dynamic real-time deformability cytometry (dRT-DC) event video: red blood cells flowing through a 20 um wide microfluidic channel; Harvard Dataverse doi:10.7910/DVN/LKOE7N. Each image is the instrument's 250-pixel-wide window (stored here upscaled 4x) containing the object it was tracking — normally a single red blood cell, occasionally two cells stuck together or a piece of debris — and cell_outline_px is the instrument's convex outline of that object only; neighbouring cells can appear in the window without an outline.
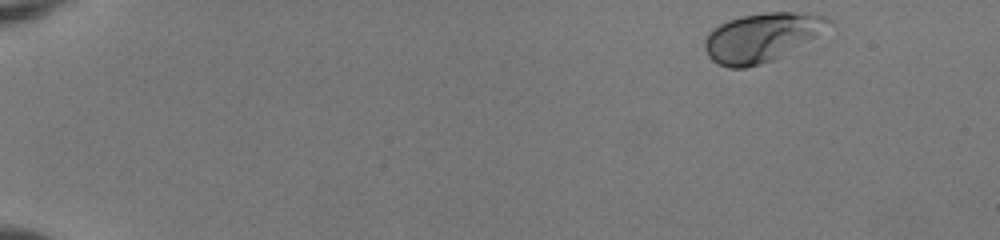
{"species": "human", "species_latin": "Homo sapiens", "temperature_condition": "room temperature", "stored_images_in_passage": 48, "camera_frame_rate_fps": 3000, "um_per_image_px": 0.085, "donor": {"sex": "female"}, "frame": {"image": 1, "passage_image": 1, "time_ms": 0.0, "image_size_px": [1000, 240], "cell_outline_px": [[832, 20], [816, 36], [772, 60], [760, 64], [744, 68], [728, 68], [716, 64], [708, 56], [704, 48], [704, 40], [708, 32], [712, 28], [728, 20], [740, 16], [764, 12], [792, 12], [824, 16]], "centroid_in_image_um": [64.63, 3.17], "position_along_channel_um": 20.4, "area_um2": 34.68}}
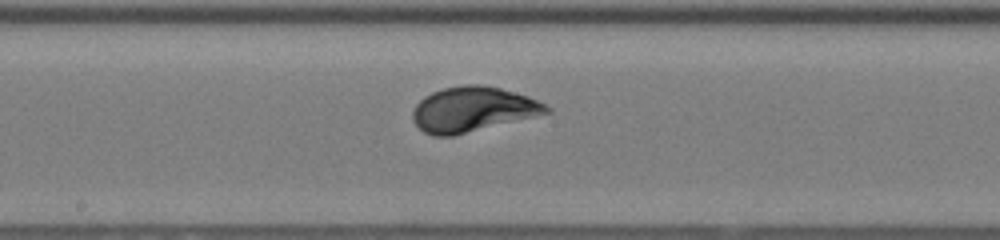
{"frame": {"image": 2, "passage_image": 26, "time_ms": 8.333, "image_size_px": [1000, 240], "cell_outline_px": [[552, 112], [452, 136], [432, 136], [424, 132], [412, 120], [412, 112], [416, 104], [424, 96], [432, 92], [444, 88], [464, 84], [480, 84], [500, 88], [528, 96], [552, 108]], "centroid_in_image_um": [40.17, 9.29], "position_along_channel_um": 208.0, "area_um2": 34.91}}
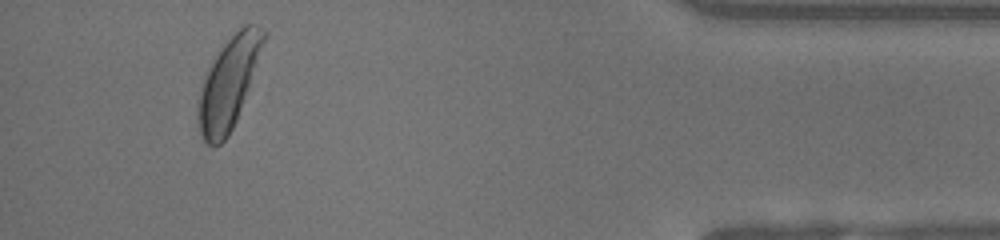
{"frame": {"image": 3, "passage_image": 45, "time_ms": 14.667, "image_size_px": [1000, 240], "cell_outline_px": [[268, 32], [236, 120], [228, 136], [220, 144], [212, 148], [204, 140], [200, 132], [196, 116], [196, 100], [204, 76], [208, 68], [220, 48], [244, 24], [256, 24]], "centroid_in_image_um": [19.39, 7.08], "position_along_channel_um": 415.8, "area_um2": 34.39}, "authors_computed_cell_mechanics": {"area_um2": 33.6107, "velocity_mm_per_s": 4.0032, "shape_relaxation_time_tau1_ms": 2.1602, "shape_relaxation_time_tau2_ms": null, "deformation_change_tau1": 0.1509, "deformation_change_tau2": null}}